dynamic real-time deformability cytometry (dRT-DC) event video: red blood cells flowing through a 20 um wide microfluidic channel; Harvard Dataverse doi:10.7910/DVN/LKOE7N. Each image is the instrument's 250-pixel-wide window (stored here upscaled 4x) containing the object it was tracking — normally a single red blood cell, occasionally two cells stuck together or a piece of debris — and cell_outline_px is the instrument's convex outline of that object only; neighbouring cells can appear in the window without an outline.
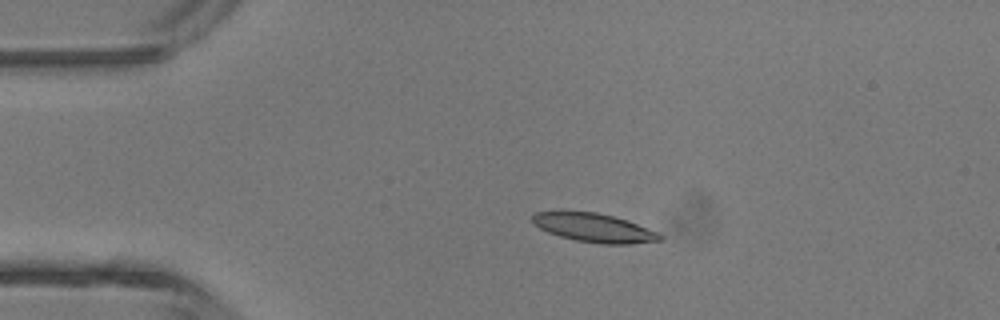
{"species": "common noctule bat (a hibernating species)", "species_latin": "Nyctalus noctula", "temperature_condition": "room temperature", "stored_images_in_passage": 4, "camera_frame_rate_fps": 3000, "um_per_image_px": 0.085, "animal": {"sex": "male", "body_mass_g": 13.3}, "frame": {"image": 1, "passage_image": 3, "time_ms": 2.333, "image_size_px": [1000, 320], "cell_outline_px": [[664, 240], [628, 244], [600, 244], [576, 240], [560, 236], [548, 232], [532, 224], [532, 212], [564, 208], [596, 212], [616, 216], [628, 220], [660, 232], [664, 236]], "centroid_in_image_um": [50.45, 19.31], "position_along_channel_um": 34.5, "area_um2": 22.48}}